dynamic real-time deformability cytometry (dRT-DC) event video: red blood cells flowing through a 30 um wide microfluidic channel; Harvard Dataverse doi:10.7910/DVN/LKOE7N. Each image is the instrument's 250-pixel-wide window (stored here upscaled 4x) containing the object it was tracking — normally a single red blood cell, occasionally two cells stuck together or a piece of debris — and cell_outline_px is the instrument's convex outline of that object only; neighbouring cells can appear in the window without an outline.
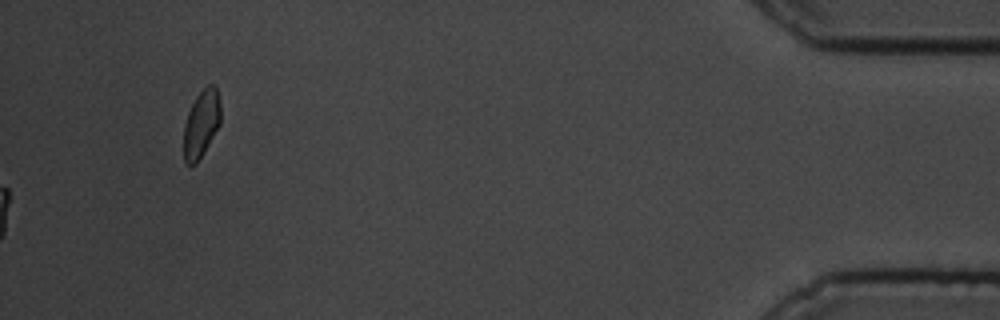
{"species": "common noctule bat (a hibernating species)", "species_latin": "Nyctalus noctula", "temperature_condition": "cold", "stored_images_in_passage": 43, "camera_frame_rate_fps": 3000, "um_per_image_px": 0.085, "animal": {"sex": "male", "body_mass_g": 19.5, "forearm_length_mm": 54.6}, "frame": {"image": 1, "passage_image": 43, "time_ms": 14.0, "image_size_px": [1000, 320], "cell_outline_px": [[220, 124], [196, 164], [184, 164], [184, 124], [188, 112], [196, 96], [208, 84], [216, 84], [220, 104]], "centroid_in_image_um": [17.11, 10.49], "position_along_channel_um": 418.1, "area_um2": 14.39}, "authors_computed_cell_mechanics": {"area_um2": 18.6694, "velocity_mm_per_s": 3.3921, "shape_relaxation_time_tau1_ms": 2.3502, "shape_relaxation_time_tau2_ms": 7.6475, "deformation_change_tau1": 0.1151, "deformation_change_tau2": 0.121}}